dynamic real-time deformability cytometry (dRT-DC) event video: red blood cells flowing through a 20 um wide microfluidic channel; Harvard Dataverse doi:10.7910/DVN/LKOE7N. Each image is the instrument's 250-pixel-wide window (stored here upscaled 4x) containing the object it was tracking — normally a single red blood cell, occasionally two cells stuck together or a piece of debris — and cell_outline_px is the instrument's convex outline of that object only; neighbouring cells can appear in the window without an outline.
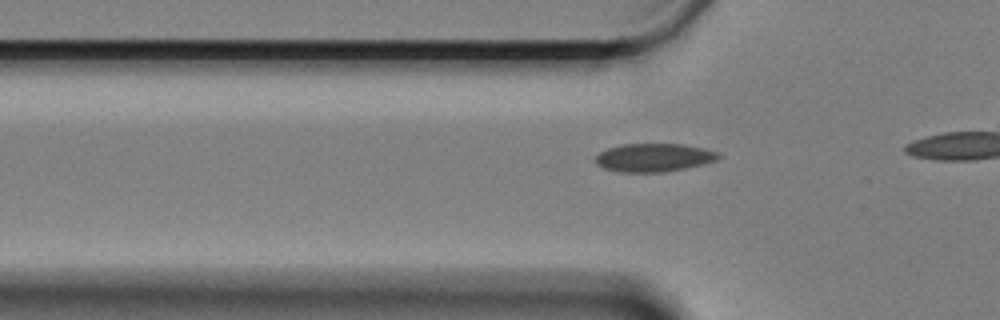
{"species": "Egyptian fruit bat (a non-hibernating species)", "species_latin": "Rousettus aegyptiacus", "temperature_condition": "cold", "stored_images_in_passage": 11, "camera_frame_rate_fps": 3000, "um_per_image_px": 0.085, "animal": {"sex": "female"}, "frame": {"image": 1, "passage_image": 4, "time_ms": 1.0, "image_size_px": [1000, 320], "cell_outline_px": [[724, 156], [716, 160], [704, 164], [664, 172], [620, 172], [604, 168], [596, 164], [596, 156], [600, 152], [608, 148], [624, 144], [680, 144], [704, 148], [720, 152]], "centroid_in_image_um": [55.62, 13.39], "position_along_channel_um": 70.2, "area_um2": 20.29}}
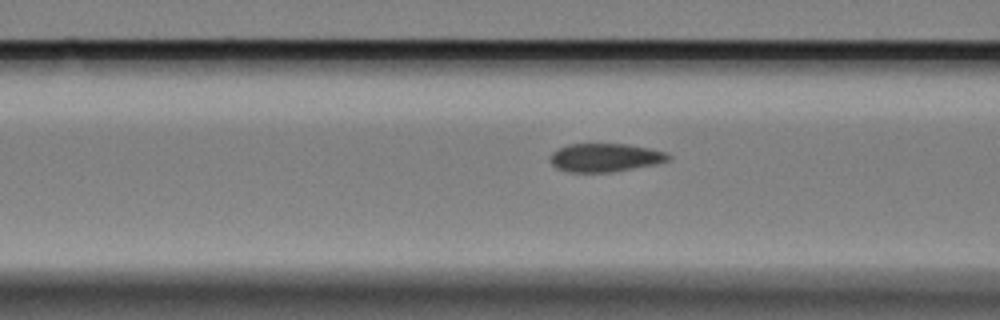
{"frame": {"image": 2, "passage_image": 8, "time_ms": 2.333, "image_size_px": [1000, 320], "cell_outline_px": [[672, 156], [668, 160], [656, 164], [612, 172], [568, 172], [556, 168], [552, 164], [552, 152], [568, 144], [624, 144], [648, 148], [664, 152]], "centroid_in_image_um": [51.43, 13.4], "position_along_channel_um": 115.2, "area_um2": 19.31}}